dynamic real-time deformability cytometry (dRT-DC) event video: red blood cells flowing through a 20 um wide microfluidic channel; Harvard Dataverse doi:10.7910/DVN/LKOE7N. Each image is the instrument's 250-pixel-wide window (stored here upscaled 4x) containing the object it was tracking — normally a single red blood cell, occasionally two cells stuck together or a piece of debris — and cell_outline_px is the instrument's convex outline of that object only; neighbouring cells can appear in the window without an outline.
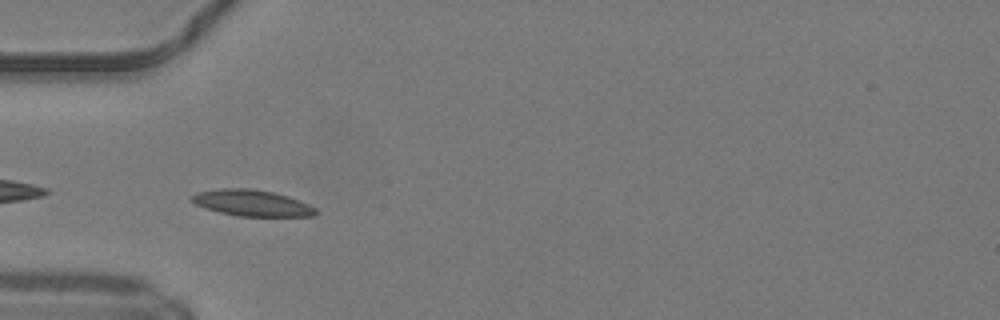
{"species": "common noctule bat (a hibernating species)", "species_latin": "Nyctalus noctula", "temperature_condition": "warm", "stored_images_in_passage": 45, "camera_frame_rate_fps": 3000, "um_per_image_px": 0.085, "animal": {"sex": "male", "body_mass_g": 19.2, "forearm_length_mm": 51.8}, "frame": {"image": 1, "passage_image": 12, "time_ms": 3.667, "image_size_px": [1000, 320], "cell_outline_px": [[316, 212], [312, 216], [240, 216], [220, 212], [196, 204], [192, 200], [192, 196], [196, 192], [220, 188], [248, 188], [276, 192], [288, 196], [308, 204], [316, 208]], "centroid_in_image_um": [21.43, 17.24], "position_along_channel_um": 63.6, "area_um2": 18.73}}
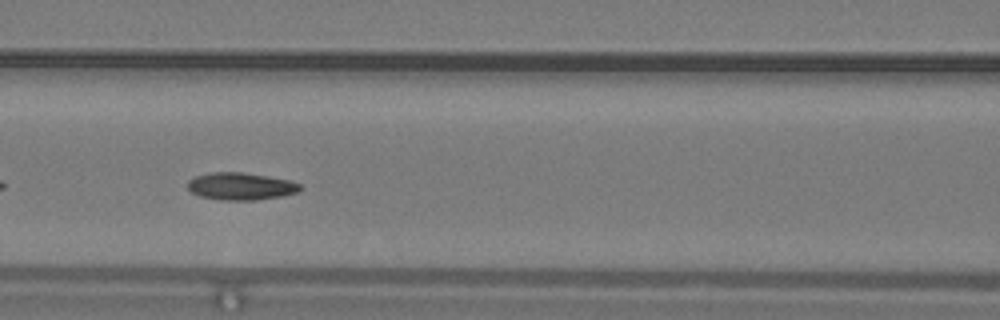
{"frame": {"image": 2, "passage_image": 18, "time_ms": 5.667, "image_size_px": [1000, 320], "cell_outline_px": [[300, 188], [296, 192], [280, 196], [256, 200], [224, 200], [200, 196], [192, 192], [188, 188], [188, 180], [196, 176], [212, 172], [244, 172], [268, 176], [288, 180], [300, 184]], "centroid_in_image_um": [20.44, 15.82], "position_along_channel_um": 146.2, "area_um2": 17.69}}
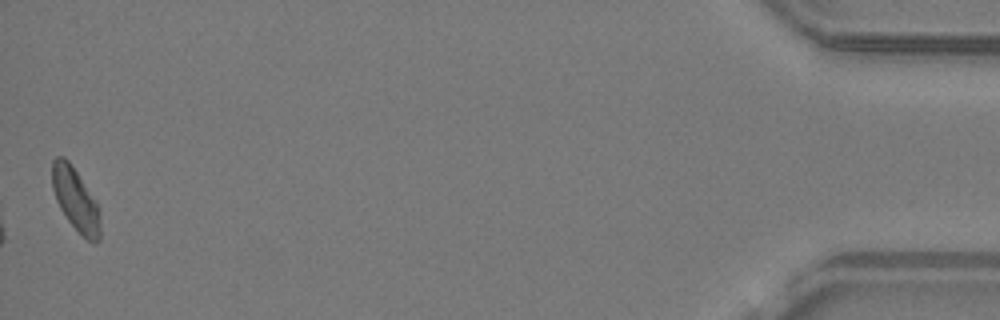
{"frame": {"image": 3, "passage_image": 45, "time_ms": 14.667, "image_size_px": [1000, 320], "cell_outline_px": [[100, 240], [96, 244], [88, 240], [68, 220], [60, 208], [56, 200], [52, 188], [52, 160], [56, 156], [64, 156], [68, 160], [96, 200], [100, 212]], "centroid_in_image_um": [6.43, 16.95], "position_along_channel_um": 428.8, "area_um2": 17.57}, "authors_computed_cell_mechanics": {"area_um2": 17.5712, "velocity_mm_per_s": 4.1964, "shape_relaxation_time_tau1_ms": 4.3657, "shape_relaxation_time_tau2_ms": null, "deformation_change_tau1": 0.1227, "deformation_change_tau2": null}}